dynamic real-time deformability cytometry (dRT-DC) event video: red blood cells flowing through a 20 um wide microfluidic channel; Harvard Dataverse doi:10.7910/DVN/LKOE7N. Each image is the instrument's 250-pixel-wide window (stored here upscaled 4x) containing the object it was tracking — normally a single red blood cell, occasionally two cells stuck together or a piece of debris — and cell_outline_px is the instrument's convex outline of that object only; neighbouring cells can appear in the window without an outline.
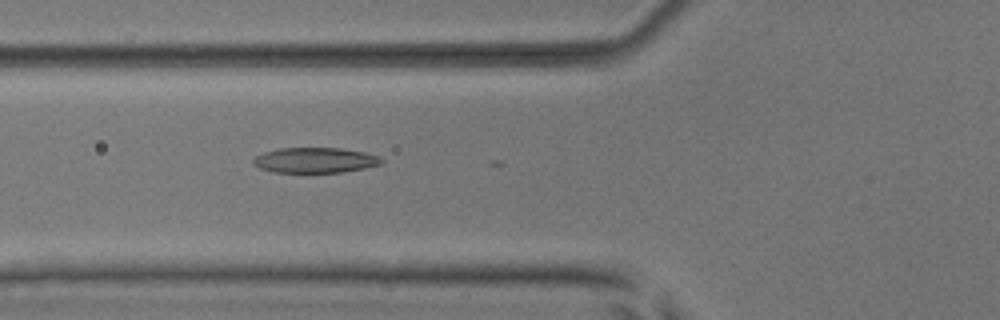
{"species": "common noctule bat (a hibernating species)", "species_latin": "Nyctalus noctula", "temperature_condition": "room temperature", "stored_images_in_passage": 17, "camera_frame_rate_fps": 3000, "um_per_image_px": 0.085, "animal": {"sex": "male", "body_mass_g": 17.9, "forearm_length_mm": 54.2}, "frame": {"image": 1, "passage_image": 14, "time_ms": 4.333, "image_size_px": [1000, 320], "cell_outline_px": [[384, 160], [380, 164], [364, 168], [344, 172], [272, 172], [260, 168], [252, 164], [252, 160], [256, 156], [264, 152], [280, 148], [340, 148], [364, 152], [376, 156]], "centroid_in_image_um": [26.74, 13.62], "position_along_channel_um": 99.1, "area_um2": 18.79}}